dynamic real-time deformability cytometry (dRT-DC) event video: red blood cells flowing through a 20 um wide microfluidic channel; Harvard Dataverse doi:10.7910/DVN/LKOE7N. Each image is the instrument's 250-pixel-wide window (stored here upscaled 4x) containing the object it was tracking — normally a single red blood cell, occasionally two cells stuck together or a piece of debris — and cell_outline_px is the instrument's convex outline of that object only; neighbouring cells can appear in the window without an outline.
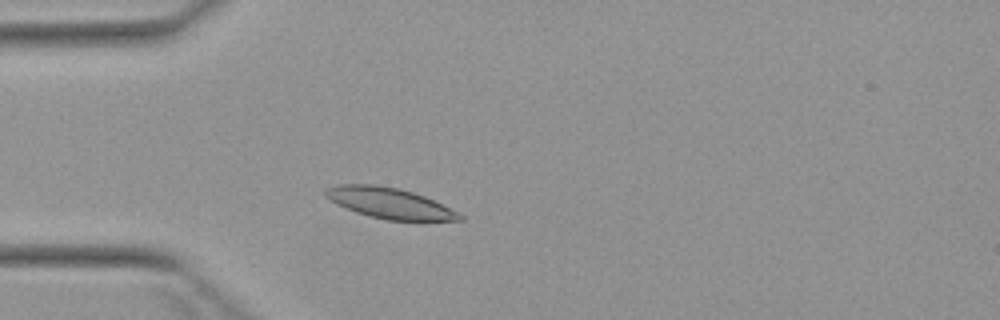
{"species": "Egyptian fruit bat (a non-hibernating species)", "species_latin": "Rousettus aegyptiacus", "temperature_condition": "warm", "stored_images_in_passage": 1, "camera_frame_rate_fps": 3000, "um_per_image_px": 0.085, "animal": {"sex": "female"}, "frame": {"image": 1, "passage_image": 1, "time_ms": 0.0, "image_size_px": [1000, 320], "cell_outline_px": [[464, 220], [420, 224], [388, 220], [368, 216], [356, 212], [336, 204], [324, 196], [324, 188], [340, 184], [372, 184], [396, 188], [412, 192], [424, 196], [460, 212], [464, 216]], "centroid_in_image_um": [33.22, 17.33], "position_along_channel_um": 51.8, "area_um2": 25.03}}